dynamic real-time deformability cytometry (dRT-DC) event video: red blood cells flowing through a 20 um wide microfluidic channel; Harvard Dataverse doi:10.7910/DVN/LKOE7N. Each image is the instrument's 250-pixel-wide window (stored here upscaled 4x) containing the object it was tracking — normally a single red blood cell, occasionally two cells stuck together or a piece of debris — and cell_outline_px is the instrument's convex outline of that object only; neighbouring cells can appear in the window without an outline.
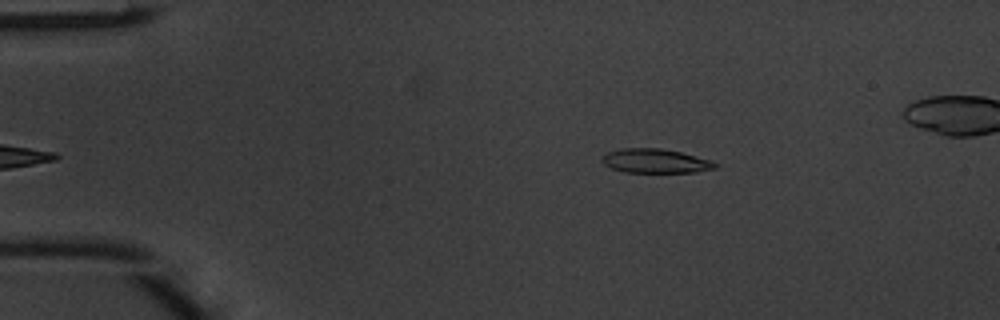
{"species": "common noctule bat (a hibernating species)", "species_latin": "Nyctalus noctula", "temperature_condition": "warm", "stored_images_in_passage": 42, "camera_frame_rate_fps": 3000, "um_per_image_px": 0.085, "animal": {"sex": "male", "body_mass_g": 20.1, "forearm_length_mm": 53.5}, "frame": {"image": 1, "passage_image": 1, "time_ms": 0.0, "image_size_px": [1000, 320], "cell_outline_px": [[716, 168], [696, 172], [624, 172], [612, 168], [604, 164], [600, 160], [600, 156], [608, 152], [620, 148], [660, 148], [680, 152], [712, 160], [716, 164]], "centroid_in_image_um": [55.67, 13.68], "position_along_channel_um": 29.3, "area_um2": 15.95}}
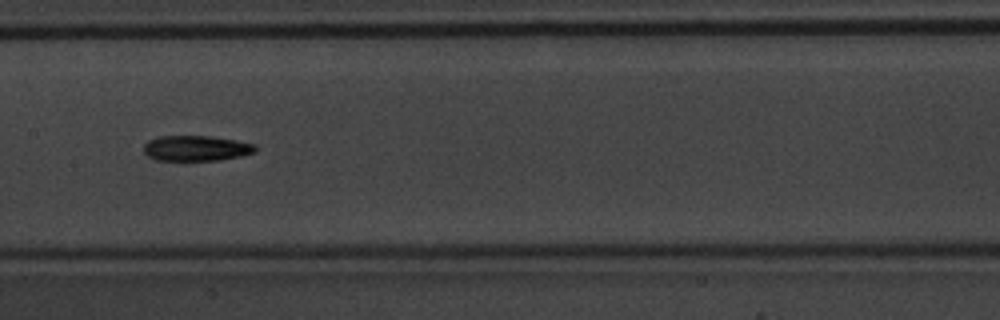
{"frame": {"image": 2, "passage_image": 17, "time_ms": 5.333, "image_size_px": [1000, 320], "cell_outline_px": [[256, 152], [240, 156], [220, 160], [156, 160], [148, 156], [144, 152], [144, 144], [148, 140], [156, 136], [208, 136], [236, 140], [256, 144]], "centroid_in_image_um": [16.67, 12.59], "position_along_channel_um": 190.7, "area_um2": 16.59}}
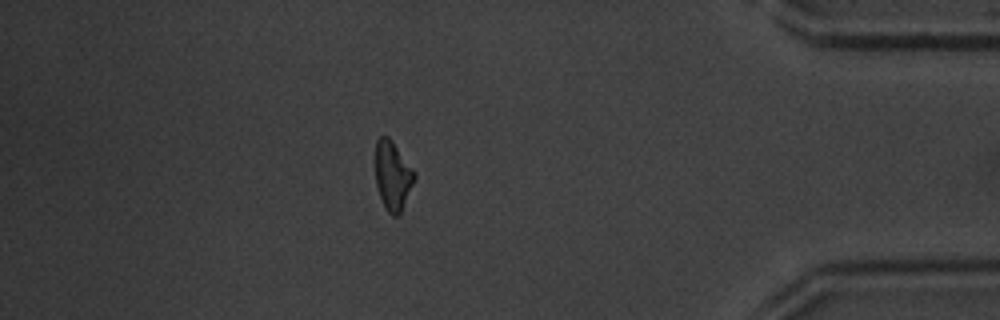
{"frame": {"image": 3, "passage_image": 35, "time_ms": 11.333, "image_size_px": [1000, 320], "cell_outline_px": [[416, 176], [400, 212], [396, 216], [392, 216], [388, 212], [380, 196], [376, 184], [376, 140], [380, 136], [388, 136], [392, 140], [416, 172]], "centroid_in_image_um": [33.38, 14.88], "position_along_channel_um": 401.8, "area_um2": 15.43}, "authors_computed_cell_mechanics": {"area_um2": 16.1262, "velocity_mm_per_s": 4.1404, "shape_relaxation_time_tau1_ms": 3.2033, "shape_relaxation_time_tau2_ms": 9.2793, "deformation_change_tau1": 0.1511, "deformation_change_tau2": 0.2299}}